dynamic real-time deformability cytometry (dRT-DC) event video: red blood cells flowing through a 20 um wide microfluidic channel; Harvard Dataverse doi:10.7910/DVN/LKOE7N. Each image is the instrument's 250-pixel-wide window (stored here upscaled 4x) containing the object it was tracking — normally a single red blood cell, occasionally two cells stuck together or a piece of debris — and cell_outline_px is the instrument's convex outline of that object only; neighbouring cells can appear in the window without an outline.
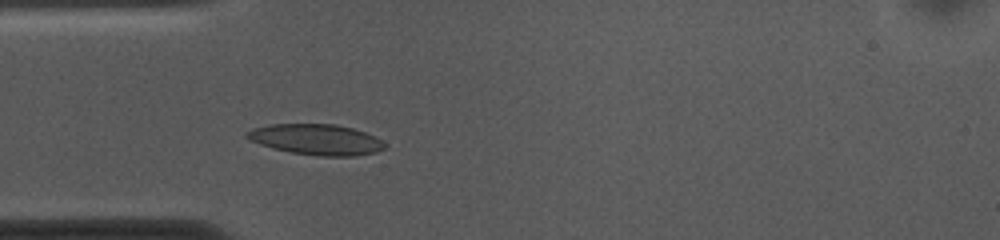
{"species": "common noctule bat (a hibernating species)", "species_latin": "Nyctalus noctula", "temperature_condition": "cold", "stored_images_in_passage": 30, "camera_frame_rate_fps": 3000, "um_per_image_px": 0.085, "animal": {"sex": "female", "body_mass_g": 10.0, "forearm_length_mm": 53.1}, "frame": {"image": 1, "passage_image": 6, "time_ms": 1.667, "image_size_px": [1000, 240], "cell_outline_px": [[388, 144], [384, 148], [376, 152], [356, 156], [320, 156], [292, 152], [272, 148], [260, 144], [244, 136], [244, 132], [252, 128], [268, 124], [336, 124], [352, 128], [376, 136]], "centroid_in_image_um": [26.9, 11.85], "position_along_channel_um": 58.1, "area_um2": 24.8}}
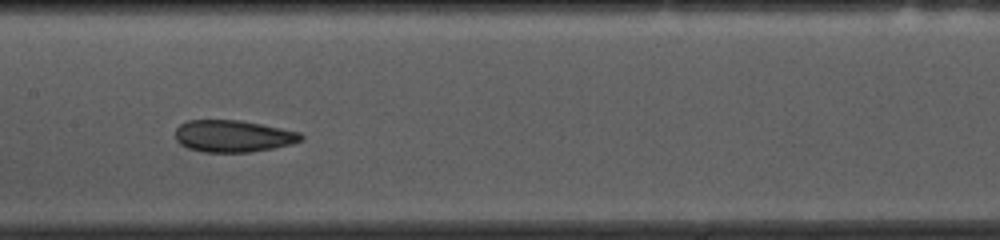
{"frame": {"image": 2, "passage_image": 17, "time_ms": 5.333, "image_size_px": [1000, 240], "cell_outline_px": [[304, 140], [292, 144], [252, 152], [204, 152], [188, 148], [180, 144], [176, 140], [176, 128], [180, 124], [188, 120], [240, 120], [300, 132], [304, 136]], "centroid_in_image_um": [19.82, 11.57], "position_along_channel_um": 187.6, "area_um2": 23.41}}
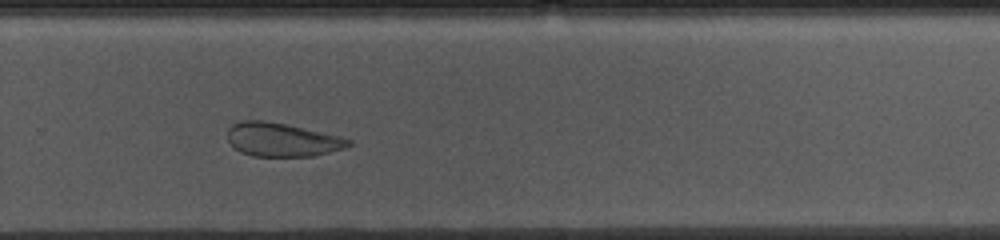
{"frame": {"image": 3, "passage_image": 27, "time_ms": 8.667, "image_size_px": [1000, 240], "cell_outline_px": [[352, 144], [344, 148], [312, 156], [252, 156], [240, 152], [228, 140], [228, 128], [232, 124], [244, 120], [264, 120], [284, 124], [340, 136], [352, 140]], "centroid_in_image_um": [23.95, 11.87], "position_along_channel_um": 305.8, "area_um2": 23.47}}